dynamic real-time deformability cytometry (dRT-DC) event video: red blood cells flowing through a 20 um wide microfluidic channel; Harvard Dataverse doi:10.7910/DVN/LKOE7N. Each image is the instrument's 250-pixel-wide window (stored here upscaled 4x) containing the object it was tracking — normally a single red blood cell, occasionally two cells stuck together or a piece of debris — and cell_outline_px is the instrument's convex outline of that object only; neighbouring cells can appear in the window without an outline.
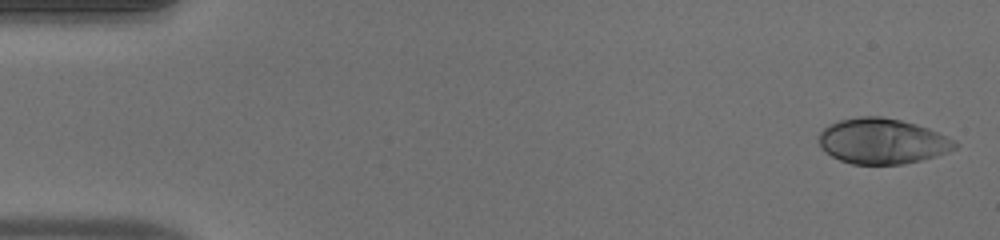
{"species": "human", "species_latin": "Homo sapiens", "temperature_condition": "warm", "stored_images_in_passage": 50, "camera_frame_rate_fps": 3000, "um_per_image_px": 0.085, "donor": {"sex": "male"}, "frame": {"image": 1, "passage_image": 1, "time_ms": 0.0, "image_size_px": [1000, 240], "cell_outline_px": [[960, 144], [956, 148], [948, 152], [936, 156], [904, 164], [852, 164], [840, 160], [832, 156], [820, 148], [820, 132], [824, 128], [840, 120], [860, 116], [880, 116], [900, 120], [916, 124], [928, 128]], "centroid_in_image_um": [74.99, 12.0], "position_along_channel_um": 10.0, "area_um2": 35.78}}
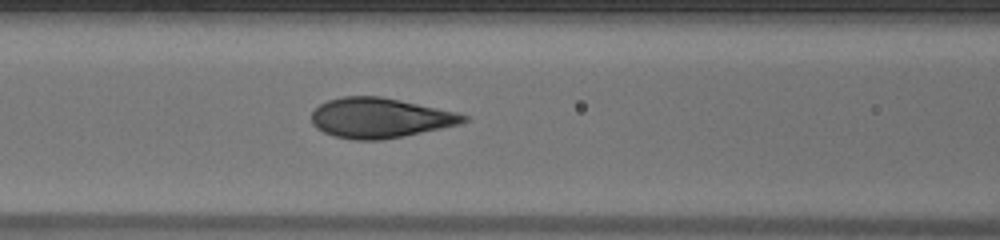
{"frame": {"image": 2, "passage_image": 21, "time_ms": 6.667, "image_size_px": [1000, 240], "cell_outline_px": [[468, 120], [460, 124], [404, 136], [380, 140], [356, 140], [336, 136], [324, 132], [316, 128], [312, 124], [312, 112], [320, 104], [328, 100], [344, 96], [380, 96], [400, 100], [456, 112], [468, 116]], "centroid_in_image_um": [32.29, 10.02], "position_along_channel_um": 134.3, "area_um2": 35.2}}
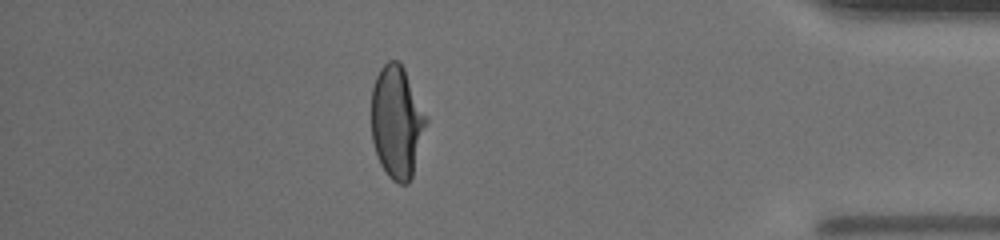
{"frame": {"image": 3, "passage_image": 44, "time_ms": 14.333, "image_size_px": [1000, 240], "cell_outline_px": [[428, 120], [412, 176], [408, 184], [400, 184], [392, 180], [388, 176], [380, 164], [372, 140], [372, 88], [376, 76], [380, 68], [388, 60], [396, 60], [404, 68]], "centroid_in_image_um": [33.72, 10.38], "position_along_channel_um": 401.5, "area_um2": 35.6}, "authors_computed_cell_mechanics": {"area_um2": 36.125, "velocity_mm_per_s": 3.9958, "shape_relaxation_time_tau1_ms": 8.7612, "shape_relaxation_time_tau2_ms": null, "deformation_change_tau1": 0.3133, "deformation_change_tau2": null}}